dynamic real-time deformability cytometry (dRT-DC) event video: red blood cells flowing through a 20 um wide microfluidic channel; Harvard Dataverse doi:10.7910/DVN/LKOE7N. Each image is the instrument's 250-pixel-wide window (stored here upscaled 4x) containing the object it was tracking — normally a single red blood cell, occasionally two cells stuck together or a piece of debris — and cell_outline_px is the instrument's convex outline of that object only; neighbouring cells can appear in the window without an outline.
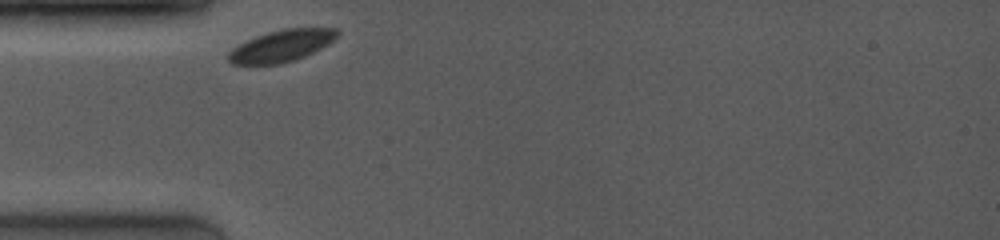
{"species": "common noctule bat (a hibernating species)", "species_latin": "Nyctalus noctula", "temperature_condition": "room temperature", "stored_images_in_passage": 46, "camera_frame_rate_fps": 4000, "um_per_image_px": 0.085, "animal": {"sex": "female", "body_mass_g": 19.0, "forearm_length_mm": 53.3}, "frame": {"image": 1, "passage_image": 1, "time_ms": 0.0, "image_size_px": [1000, 240], "cell_outline_px": [[340, 32], [328, 44], [304, 56], [280, 64], [232, 64], [228, 60], [228, 52], [232, 48], [256, 36], [268, 32], [284, 28], [336, 28]], "centroid_in_image_um": [23.91, 3.89], "position_along_channel_um": 61.1, "area_um2": 19.83}}
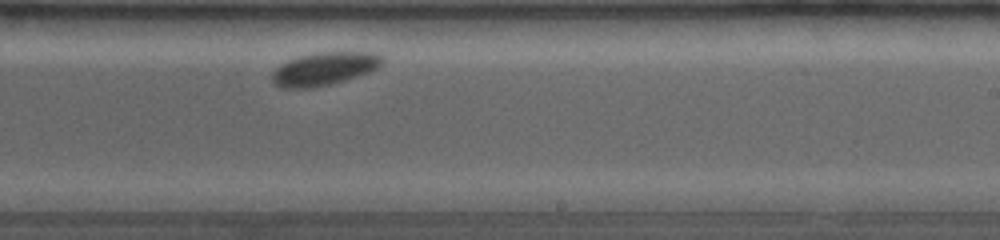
{"frame": {"image": 2, "passage_image": 30, "time_ms": 5.5, "image_size_px": [1000, 240], "cell_outline_px": [[384, 64], [368, 72], [344, 80], [328, 84], [308, 88], [280, 88], [272, 80], [272, 72], [280, 64], [288, 60], [300, 56], [316, 52], [372, 52], [384, 56]], "centroid_in_image_um": [27.57, 5.83], "position_along_channel_um": 261.4, "area_um2": 21.1}}
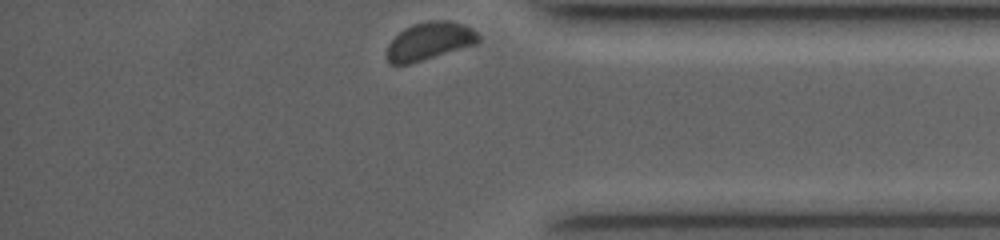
{"frame": {"image": 3, "passage_image": 46, "time_ms": 9.25, "image_size_px": [1000, 240], "cell_outline_px": [[480, 40], [476, 44], [408, 64], [388, 64], [388, 44], [404, 28], [412, 24], [428, 20], [448, 20], [464, 24], [472, 28], [480, 36]], "centroid_in_image_um": [36.53, 3.47], "position_along_channel_um": 398.7, "area_um2": 20.0}}